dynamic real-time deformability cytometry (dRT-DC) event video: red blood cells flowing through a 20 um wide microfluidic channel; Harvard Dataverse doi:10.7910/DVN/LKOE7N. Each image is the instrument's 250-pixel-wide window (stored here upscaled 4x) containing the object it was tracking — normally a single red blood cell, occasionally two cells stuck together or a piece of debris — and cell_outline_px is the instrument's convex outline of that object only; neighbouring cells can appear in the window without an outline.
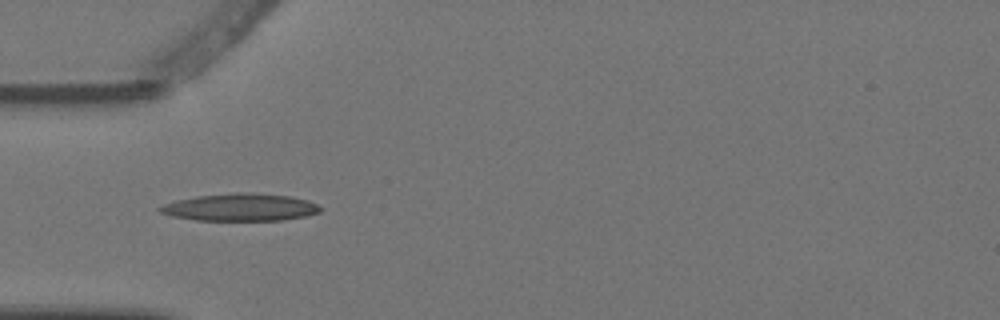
{"species": "Egyptian fruit bat (a non-hibernating species)", "species_latin": "Rousettus aegyptiacus", "temperature_condition": "warm", "stored_images_in_passage": 8, "camera_frame_rate_fps": 3000, "um_per_image_px": 0.085, "animal": {"sex": "female"}, "frame": {"image": 1, "passage_image": 5, "time_ms": 1.333, "image_size_px": [1000, 320], "cell_outline_px": [[324, 208], [320, 212], [304, 216], [284, 220], [196, 220], [172, 216], [160, 212], [156, 208], [164, 204], [176, 200], [196, 196], [236, 192], [248, 192], [288, 196], [308, 200]], "centroid_in_image_um": [20.42, 17.61], "position_along_channel_um": 64.6, "area_um2": 25.61}}
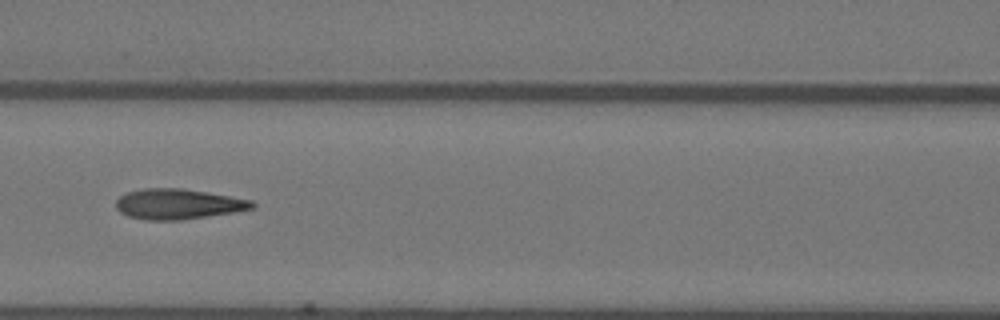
{"frame": {"image": 2, "passage_image": 7, "time_ms": 2.0, "image_size_px": [1000, 320], "cell_outline_px": [[256, 208], [208, 216], [180, 220], [144, 220], [128, 216], [120, 212], [116, 208], [116, 200], [120, 196], [128, 192], [144, 188], [180, 188], [252, 200], [256, 204]], "centroid_in_image_um": [15.12, 17.35], "position_along_channel_um": 151.5, "area_um2": 23.93}}
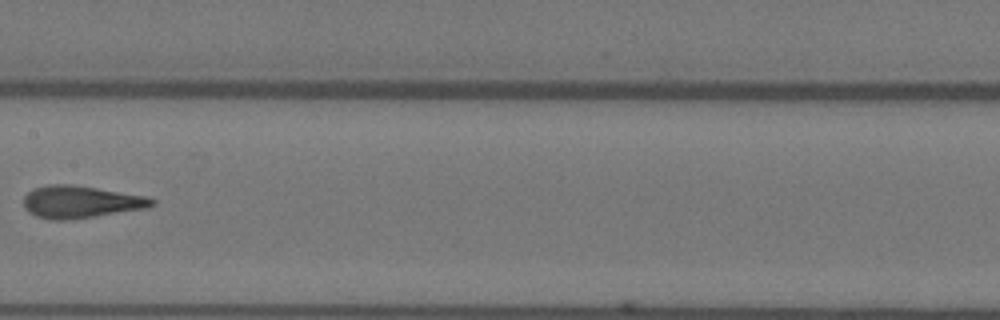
{"frame": {"image": 3, "passage_image": 8, "time_ms": 2.333, "image_size_px": [1000, 320], "cell_outline_px": [[156, 204], [148, 208], [68, 220], [48, 220], [36, 216], [28, 212], [24, 208], [24, 196], [32, 188], [48, 184], [72, 184], [144, 196], [156, 200]], "centroid_in_image_um": [6.82, 17.16], "position_along_channel_um": 200.6, "area_um2": 24.22}}